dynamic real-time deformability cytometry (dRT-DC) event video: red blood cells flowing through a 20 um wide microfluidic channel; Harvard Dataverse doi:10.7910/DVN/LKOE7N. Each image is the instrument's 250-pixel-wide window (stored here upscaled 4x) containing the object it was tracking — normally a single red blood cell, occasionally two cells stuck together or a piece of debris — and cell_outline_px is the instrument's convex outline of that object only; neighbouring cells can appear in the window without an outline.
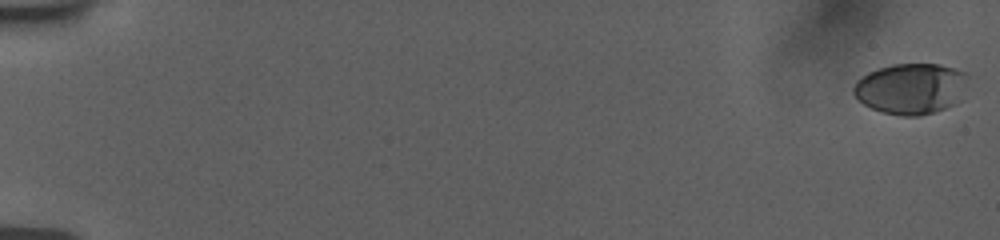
{"species": "human", "species_latin": "Homo sapiens", "temperature_condition": "room temperature", "stored_images_in_passage": 43, "camera_frame_rate_fps": 3000, "um_per_image_px": 0.085, "donor": {"sex": "female"}, "frame": {"image": 1, "passage_image": 1, "time_ms": 0.0, "image_size_px": [1000, 240], "cell_outline_px": [[968, 76], [960, 100], [956, 104], [920, 116], [900, 116], [884, 112], [872, 108], [864, 104], [852, 92], [852, 88], [856, 80], [868, 72], [892, 64], [940, 64], [956, 68], [964, 72]], "centroid_in_image_um": [77.43, 7.52], "position_along_channel_um": 7.6, "area_um2": 33.93}}
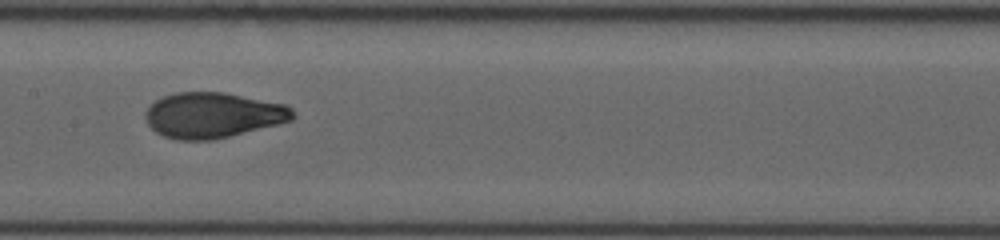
{"frame": {"image": 2, "passage_image": 23, "time_ms": 10.0, "image_size_px": [1000, 240], "cell_outline_px": [[296, 116], [292, 120], [280, 124], [212, 140], [176, 140], [164, 136], [156, 132], [148, 124], [144, 116], [144, 112], [156, 100], [164, 96], [176, 92], [224, 92], [284, 104], [292, 108], [296, 112]], "centroid_in_image_um": [18.12, 9.79], "position_along_channel_um": 189.3, "area_um2": 39.13}}
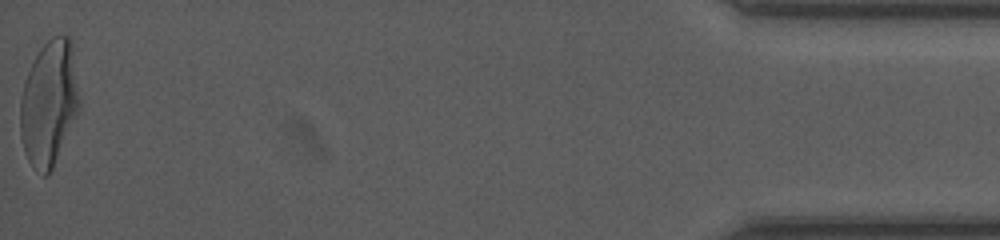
{"frame": {"image": 3, "passage_image": 43, "time_ms": 18.667, "image_size_px": [1000, 240], "cell_outline_px": [[80, 108], [52, 168], [48, 176], [44, 176], [28, 160], [24, 152], [20, 136], [20, 100], [24, 84], [28, 72], [40, 48], [52, 36], [68, 36], [72, 40], [80, 100]], "centroid_in_image_um": [4.18, 8.74], "position_along_channel_um": 431.0, "area_um2": 43.0}, "authors_computed_cell_mechanics": {"area_um2": 38.6104, "velocity_mm_per_s": 3.7729, "shape_relaxation_time_tau1_ms": 4.3696, "shape_relaxation_time_tau2_ms": 0.716, "deformation_change_tau1": 0.1995, "deformation_change_tau2": 0.0575}}